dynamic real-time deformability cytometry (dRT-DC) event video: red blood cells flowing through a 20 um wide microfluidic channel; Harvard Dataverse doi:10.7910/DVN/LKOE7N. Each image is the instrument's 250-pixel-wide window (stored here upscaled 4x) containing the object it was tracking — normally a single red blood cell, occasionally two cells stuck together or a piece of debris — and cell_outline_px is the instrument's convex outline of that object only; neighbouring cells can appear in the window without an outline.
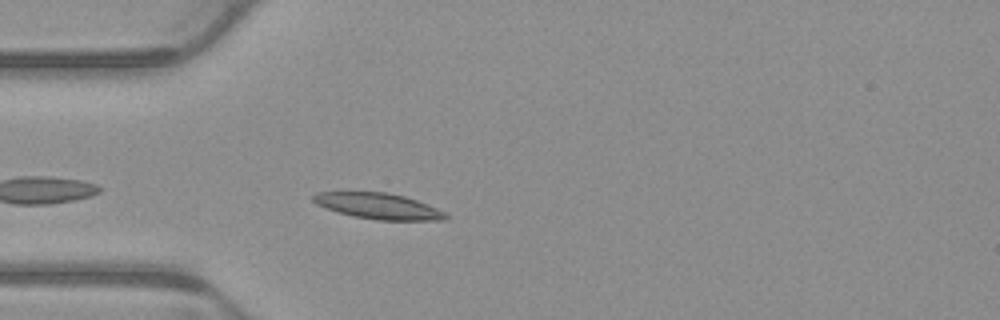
{"species": "common noctule bat (a hibernating species)", "species_latin": "Nyctalus noctula", "temperature_condition": "warm", "stored_images_in_passage": 2, "camera_frame_rate_fps": 3000, "um_per_image_px": 0.085, "animal": {"sex": "male", "body_mass_g": 23.1, "forearm_length_mm": 52.7}, "frame": {"image": 1, "passage_image": 2, "time_ms": 0.333, "image_size_px": [1000, 320], "cell_outline_px": [[448, 216], [444, 220], [376, 220], [352, 216], [316, 204], [312, 200], [312, 196], [316, 192], [388, 192], [404, 196], [416, 200], [436, 208], [444, 212]], "centroid_in_image_um": [32.14, 17.51], "position_along_channel_um": 52.9, "area_um2": 19.77}}